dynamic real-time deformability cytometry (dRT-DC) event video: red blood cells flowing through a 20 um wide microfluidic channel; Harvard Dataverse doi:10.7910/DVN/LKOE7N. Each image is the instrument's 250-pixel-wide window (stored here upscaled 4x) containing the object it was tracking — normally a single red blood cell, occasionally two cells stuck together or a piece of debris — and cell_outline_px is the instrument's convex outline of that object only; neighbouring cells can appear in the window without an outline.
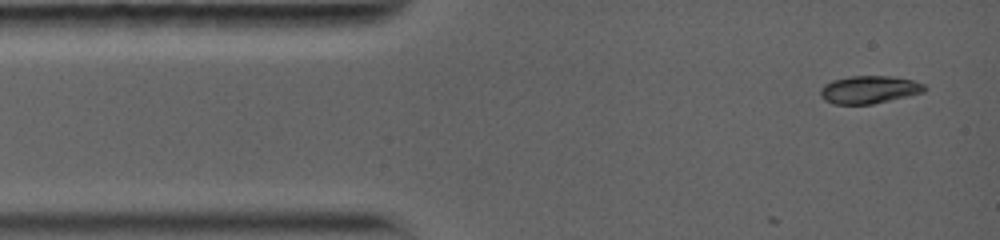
{"species": "common noctule bat (a hibernating species)", "species_latin": "Nyctalus noctula", "temperature_condition": "warm", "stored_images_in_passage": 5, "camera_frame_rate_fps": 5000, "um_per_image_px": 0.085, "animal": {"sex": "female", "body_mass_g": 19.0, "forearm_length_mm": 56.7}, "frame": {"image": 1, "passage_image": 1, "time_ms": 0.0, "image_size_px": [1000, 240], "cell_outline_px": [[928, 88], [924, 92], [872, 104], [832, 104], [824, 100], [820, 96], [820, 88], [824, 84], [832, 80], [848, 76], [888, 76], [912, 80], [924, 84]], "centroid_in_image_um": [73.84, 7.62], "position_along_channel_um": 11.2, "area_um2": 16.88}}
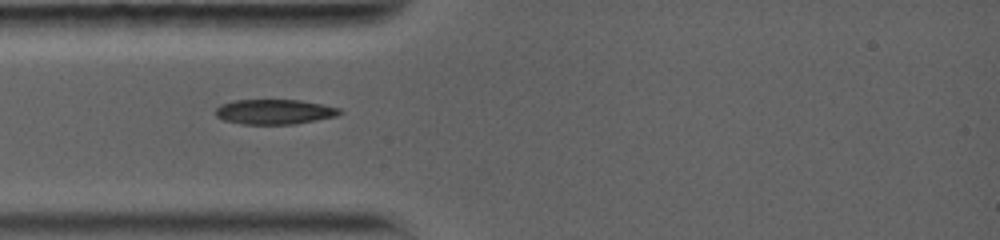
{"frame": {"image": 2, "passage_image": 4, "time_ms": 2.8, "image_size_px": [1000, 240], "cell_outline_px": [[344, 112], [336, 116], [296, 124], [244, 124], [224, 120], [216, 116], [216, 108], [220, 104], [232, 100], [300, 100], [340, 108]], "centroid_in_image_um": [23.33, 9.5], "position_along_channel_um": 61.7, "area_um2": 18.03}}
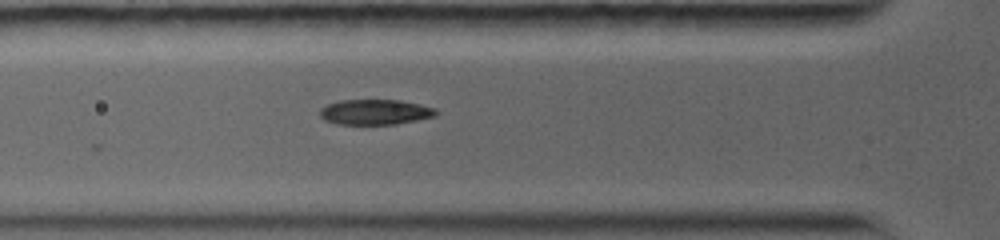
{"frame": {"image": 3, "passage_image": 5, "time_ms": 3.6, "image_size_px": [1000, 240], "cell_outline_px": [[440, 112], [436, 116], [396, 124], [336, 124], [324, 120], [320, 116], [320, 108], [328, 104], [340, 100], [400, 100], [420, 104], [436, 108]], "centroid_in_image_um": [31.91, 9.52], "position_along_channel_um": 93.9, "area_um2": 17.22}}